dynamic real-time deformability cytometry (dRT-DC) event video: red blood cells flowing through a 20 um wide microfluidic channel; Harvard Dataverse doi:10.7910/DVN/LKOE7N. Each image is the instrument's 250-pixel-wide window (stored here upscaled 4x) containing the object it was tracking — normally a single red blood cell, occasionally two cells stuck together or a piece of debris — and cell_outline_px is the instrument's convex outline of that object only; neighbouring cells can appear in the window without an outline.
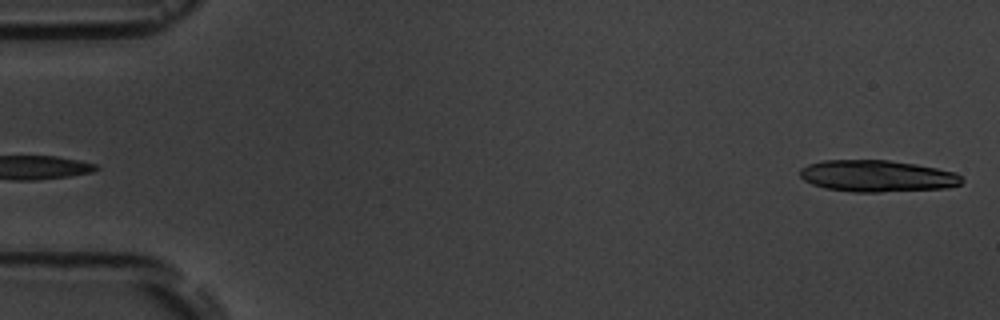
{"species": "common noctule bat (a hibernating species)", "species_latin": "Nyctalus noctula", "temperature_condition": "room temperature", "stored_images_in_passage": 6, "segment_of_instrument_passage": [2, 2], "camera_frame_rate_fps": 3000, "um_per_image_px": 0.085, "animal": {"sex": "male", "body_mass_g": 19.5, "forearm_length_mm": 54.6}, "frame": {"image": 1, "passage_image": 6, "time_ms": 5.667, "image_size_px": [1000, 320], "cell_outline_px": [[964, 180], [960, 184], [948, 188], [880, 192], [852, 192], [824, 188], [812, 184], [804, 180], [800, 176], [800, 168], [808, 164], [824, 160], [888, 160], [916, 164], [956, 172]], "centroid_in_image_um": [74.55, 14.96], "position_along_channel_um": 10.4, "area_um2": 30.0}}